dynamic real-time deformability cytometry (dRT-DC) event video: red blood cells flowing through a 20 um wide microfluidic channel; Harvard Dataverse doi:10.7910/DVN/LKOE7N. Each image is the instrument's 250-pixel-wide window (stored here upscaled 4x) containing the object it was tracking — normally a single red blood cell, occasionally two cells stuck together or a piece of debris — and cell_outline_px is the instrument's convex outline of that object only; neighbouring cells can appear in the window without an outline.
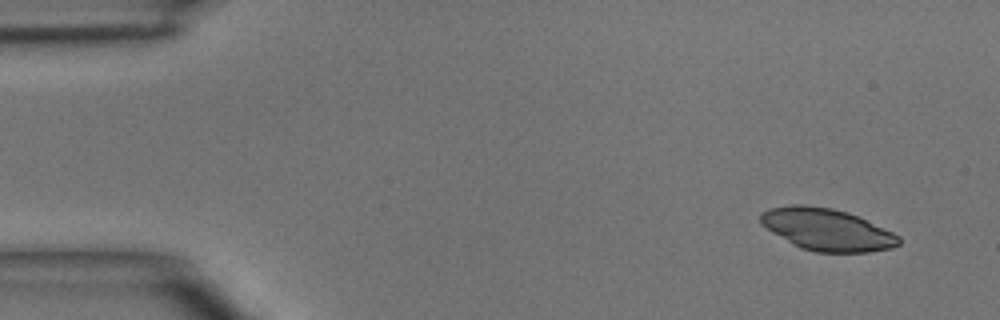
{"species": "common noctule bat (a hibernating species)", "species_latin": "Nyctalus noctula", "temperature_condition": "room temperature", "stored_images_in_passage": 4, "camera_frame_rate_fps": 3000, "um_per_image_px": 0.085, "animal": {"sex": "male", "body_mass_g": 15.6}, "frame": {"image": 1, "passage_image": 1, "time_ms": 0.0, "image_size_px": [1000, 320], "cell_outline_px": [[900, 244], [892, 248], [868, 252], [816, 252], [800, 248], [792, 244], [772, 232], [760, 224], [760, 212], [768, 208], [792, 204], [804, 204], [832, 208], [848, 212], [892, 232], [900, 236]], "centroid_in_image_um": [70.25, 19.5], "position_along_channel_um": 14.8, "area_um2": 33.93}}